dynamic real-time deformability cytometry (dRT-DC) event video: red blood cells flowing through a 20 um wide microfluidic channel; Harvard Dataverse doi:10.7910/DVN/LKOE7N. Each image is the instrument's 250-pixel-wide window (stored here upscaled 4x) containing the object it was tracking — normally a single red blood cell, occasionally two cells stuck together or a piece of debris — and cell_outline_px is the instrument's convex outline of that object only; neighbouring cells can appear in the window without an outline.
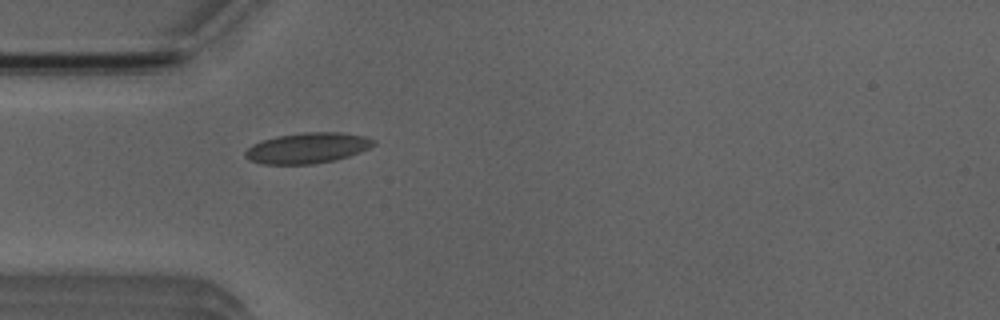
{"species": "Egyptian fruit bat (a non-hibernating species)", "species_latin": "Rousettus aegyptiacus", "temperature_condition": "room temperature", "stored_images_in_passage": 4, "camera_frame_rate_fps": 3000, "um_per_image_px": 0.085, "animal": {"sex": "male"}, "frame": {"image": 1, "passage_image": 4, "time_ms": 3.667, "image_size_px": [1000, 320], "cell_outline_px": [[376, 144], [360, 152], [348, 156], [332, 160], [312, 164], [264, 164], [252, 160], [244, 156], [244, 152], [252, 144], [276, 136], [304, 132], [340, 132], [364, 136], [376, 140]], "centroid_in_image_um": [26.14, 12.57], "position_along_channel_um": 58.9, "area_um2": 22.72}}